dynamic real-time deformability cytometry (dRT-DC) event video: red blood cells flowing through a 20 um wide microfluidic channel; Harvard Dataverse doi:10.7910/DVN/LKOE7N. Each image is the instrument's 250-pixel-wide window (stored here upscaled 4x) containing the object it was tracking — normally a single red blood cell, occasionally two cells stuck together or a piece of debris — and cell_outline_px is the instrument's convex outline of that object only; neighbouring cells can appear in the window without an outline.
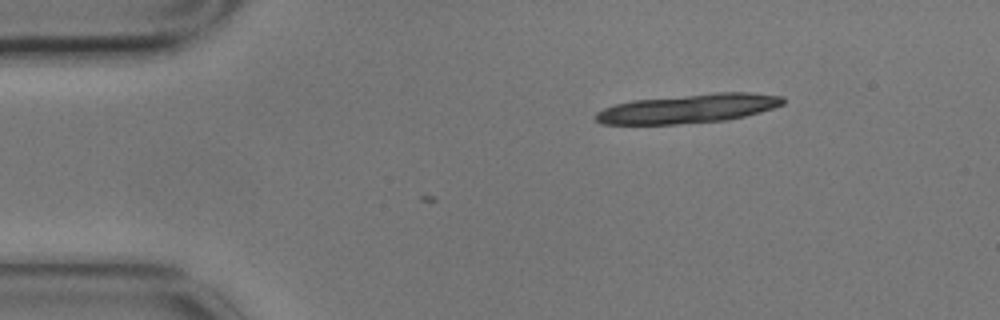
{"species": "common noctule bat (a hibernating species)", "species_latin": "Nyctalus noctula", "temperature_condition": "cold", "stored_images_in_passage": 5, "camera_frame_rate_fps": 3000, "um_per_image_px": 0.085, "animal": {"sex": "male", "body_mass_g": 17.9}, "frame": {"image": 1, "passage_image": 5, "time_ms": 1.333, "image_size_px": [1000, 320], "cell_outline_px": [[784, 104], [760, 112], [728, 120], [676, 124], [600, 124], [596, 120], [596, 112], [604, 108], [616, 104], [632, 100], [716, 92], [748, 92], [784, 96]], "centroid_in_image_um": [58.52, 9.22], "position_along_channel_um": 26.5, "area_um2": 31.67}}